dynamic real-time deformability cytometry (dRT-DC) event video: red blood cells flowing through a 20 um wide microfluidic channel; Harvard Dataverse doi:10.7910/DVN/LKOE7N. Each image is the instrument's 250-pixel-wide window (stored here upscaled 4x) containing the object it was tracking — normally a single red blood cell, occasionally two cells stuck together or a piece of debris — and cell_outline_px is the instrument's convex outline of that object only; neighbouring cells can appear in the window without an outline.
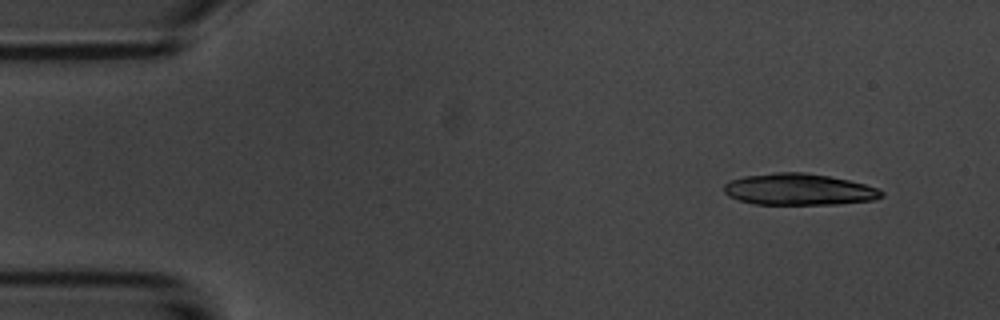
{"species": "common noctule bat (a hibernating species)", "species_latin": "Nyctalus noctula", "temperature_condition": "room temperature", "stored_images_in_passage": 4, "camera_frame_rate_fps": 3000, "um_per_image_px": 0.085, "animal": {"sex": "male", "body_mass_g": 20.1, "forearm_length_mm": 53.5}, "frame": {"image": 1, "passage_image": 1, "time_ms": 0.0, "image_size_px": [1000, 320], "cell_outline_px": [[884, 196], [876, 200], [836, 204], [752, 204], [728, 196], [724, 192], [724, 184], [728, 180], [744, 176], [772, 172], [804, 172], [828, 176], [848, 180], [864, 184], [876, 188], [884, 192]], "centroid_in_image_um": [67.88, 16.1], "position_along_channel_um": 17.1, "area_um2": 29.07}}